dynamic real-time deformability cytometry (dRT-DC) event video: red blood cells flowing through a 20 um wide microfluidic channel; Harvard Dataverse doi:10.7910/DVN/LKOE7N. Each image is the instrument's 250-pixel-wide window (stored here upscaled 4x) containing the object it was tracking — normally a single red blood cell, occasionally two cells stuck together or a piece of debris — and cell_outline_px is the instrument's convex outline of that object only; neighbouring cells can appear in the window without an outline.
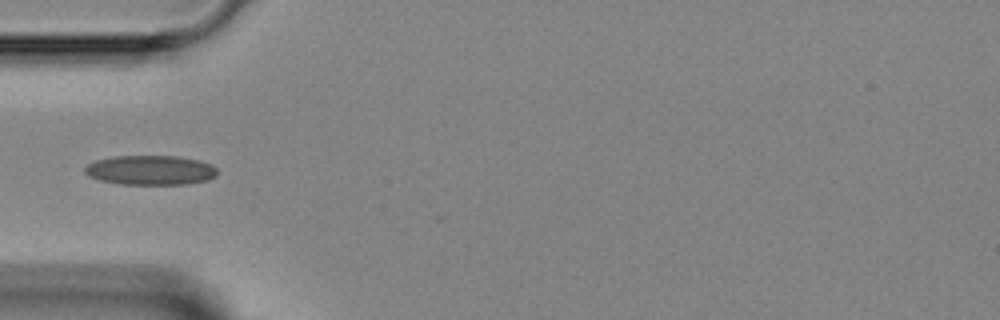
{"species": "Egyptian fruit bat (a non-hibernating species)", "species_latin": "Rousettus aegyptiacus", "temperature_condition": "room temperature", "stored_images_in_passage": 30, "camera_frame_rate_fps": 3000, "um_per_image_px": 0.085, "animal": {"sex": "female"}, "frame": {"image": 1, "passage_image": 1, "time_ms": 0.0, "image_size_px": [1000, 320], "cell_outline_px": [[216, 176], [208, 180], [188, 184], [120, 184], [100, 180], [88, 176], [84, 172], [84, 168], [88, 164], [96, 160], [112, 156], [176, 156], [196, 160], [208, 164], [216, 168]], "centroid_in_image_um": [12.75, 14.47], "position_along_channel_um": 72.3, "area_um2": 22.72}}
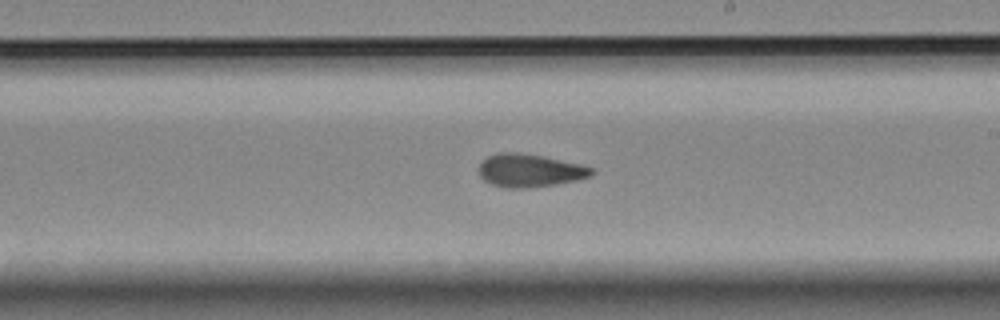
{"frame": {"image": 2, "passage_image": 13, "time_ms": 4.0, "image_size_px": [1000, 320], "cell_outline_px": [[596, 172], [592, 176], [576, 180], [556, 184], [524, 188], [508, 188], [492, 184], [484, 180], [480, 176], [480, 164], [488, 156], [496, 152], [516, 152], [544, 156], [580, 164], [592, 168]], "centroid_in_image_um": [45.05, 14.48], "position_along_channel_um": 244.0, "area_um2": 21.62}}
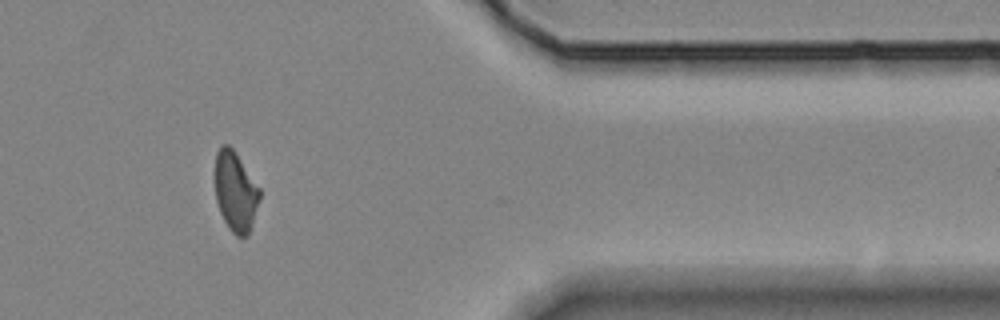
{"frame": {"image": 3, "passage_image": 25, "time_ms": 8.0, "image_size_px": [1000, 320], "cell_outline_px": [[260, 200], [248, 236], [236, 236], [228, 228], [220, 212], [216, 200], [216, 152], [220, 144], [228, 144], [232, 148], [260, 188]], "centroid_in_image_um": [20.02, 16.29], "position_along_channel_um": 391.4, "area_um2": 20.63}}